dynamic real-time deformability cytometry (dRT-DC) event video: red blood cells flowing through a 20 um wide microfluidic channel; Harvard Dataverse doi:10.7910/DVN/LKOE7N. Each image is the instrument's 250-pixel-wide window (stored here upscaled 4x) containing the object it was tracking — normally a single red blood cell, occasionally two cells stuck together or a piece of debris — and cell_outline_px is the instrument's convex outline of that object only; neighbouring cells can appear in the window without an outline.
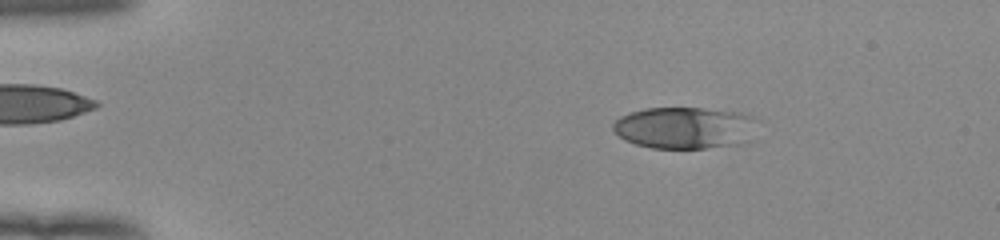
{"species": "human", "species_latin": "Homo sapiens", "temperature_condition": "room temperature", "stored_images_in_passage": 53, "camera_frame_rate_fps": 3000, "um_per_image_px": 0.085, "donor": {"sex": "female"}, "frame": {"image": 1, "passage_image": 9, "time_ms": 2.667, "image_size_px": [1000, 240], "cell_outline_px": [[760, 120], [752, 140], [744, 144], [704, 148], [652, 148], [636, 144], [624, 140], [612, 128], [612, 124], [620, 116], [644, 108], [704, 108], [740, 112], [752, 116]], "centroid_in_image_um": [58.3, 10.86], "position_along_channel_um": 26.7, "area_um2": 35.84}}
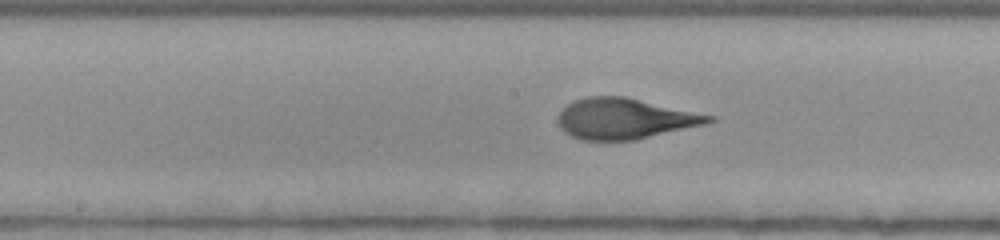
{"frame": {"image": 2, "passage_image": 28, "time_ms": 9.0, "image_size_px": [1000, 240], "cell_outline_px": [[716, 120], [704, 124], [636, 140], [580, 140], [564, 132], [560, 128], [560, 112], [572, 100], [588, 96], [624, 96], [716, 116]], "centroid_in_image_um": [53.12, 10.08], "position_along_channel_um": 195.1, "area_um2": 35.6}}
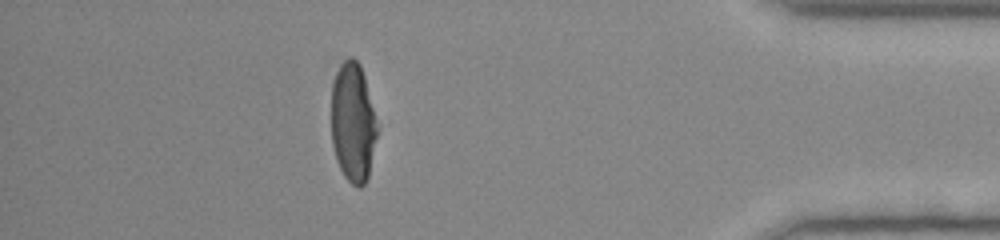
{"frame": {"image": 3, "passage_image": 47, "time_ms": 15.333, "image_size_px": [1000, 240], "cell_outline_px": [[376, 136], [368, 176], [364, 184], [360, 188], [356, 188], [344, 176], [336, 160], [332, 144], [332, 84], [336, 72], [340, 64], [344, 60], [352, 56], [360, 64], [364, 76], [376, 120]], "centroid_in_image_um": [29.98, 10.41], "position_along_channel_um": 405.2, "area_um2": 31.56}}